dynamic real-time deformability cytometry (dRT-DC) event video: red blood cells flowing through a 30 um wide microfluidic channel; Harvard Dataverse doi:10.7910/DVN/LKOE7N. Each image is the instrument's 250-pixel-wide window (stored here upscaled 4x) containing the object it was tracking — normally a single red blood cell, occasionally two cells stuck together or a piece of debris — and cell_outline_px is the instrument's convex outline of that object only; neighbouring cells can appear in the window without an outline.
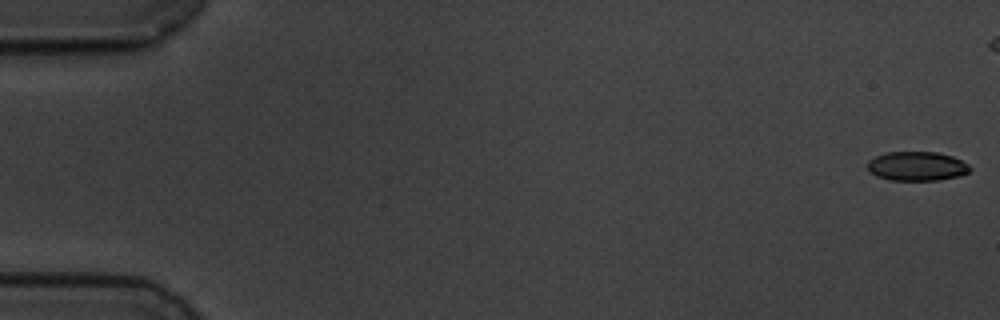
{"species": "common noctule bat (a hibernating species)", "species_latin": "Nyctalus noctula", "temperature_condition": "cold", "stored_images_in_passage": 52, "camera_frame_rate_fps": 3000, "um_per_image_px": 0.085, "animal": {"sex": "male", "body_mass_g": 19.5, "forearm_length_mm": 54.6}, "frame": {"image": 1, "passage_image": 1, "time_ms": 0.0, "image_size_px": [1000, 320], "cell_outline_px": [[972, 168], [968, 172], [960, 176], [940, 180], [888, 180], [876, 176], [868, 168], [868, 160], [876, 156], [888, 152], [936, 152], [952, 156], [968, 164]], "centroid_in_image_um": [77.95, 14.13], "position_along_channel_um": 7.0, "area_um2": 17.4}}
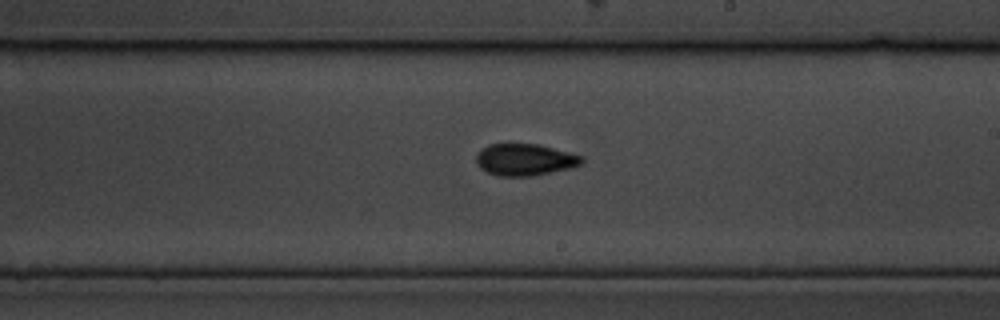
{"frame": {"image": 2, "passage_image": 34, "time_ms": 11.0, "image_size_px": [1000, 320], "cell_outline_px": [[584, 160], [580, 164], [572, 168], [532, 176], [500, 176], [488, 172], [480, 168], [476, 164], [476, 156], [488, 144], [540, 144], [584, 156]], "centroid_in_image_um": [44.65, 13.57], "position_along_channel_um": 244.4, "area_um2": 19.59}}
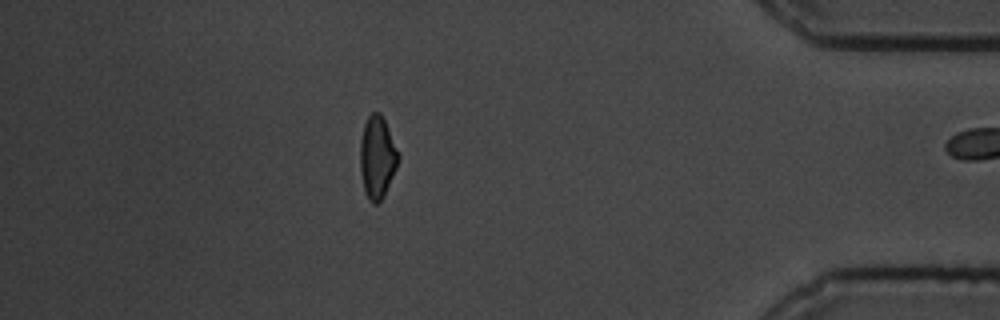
{"frame": {"image": 3, "passage_image": 51, "time_ms": 16.667, "image_size_px": [1000, 320], "cell_outline_px": [[400, 156], [396, 168], [384, 196], [376, 204], [372, 204], [368, 200], [364, 192], [360, 172], [360, 140], [364, 124], [368, 116], [372, 112], [380, 112], [400, 152]], "centroid_in_image_um": [32.06, 13.38], "position_along_channel_um": 403.1, "area_um2": 18.55}}